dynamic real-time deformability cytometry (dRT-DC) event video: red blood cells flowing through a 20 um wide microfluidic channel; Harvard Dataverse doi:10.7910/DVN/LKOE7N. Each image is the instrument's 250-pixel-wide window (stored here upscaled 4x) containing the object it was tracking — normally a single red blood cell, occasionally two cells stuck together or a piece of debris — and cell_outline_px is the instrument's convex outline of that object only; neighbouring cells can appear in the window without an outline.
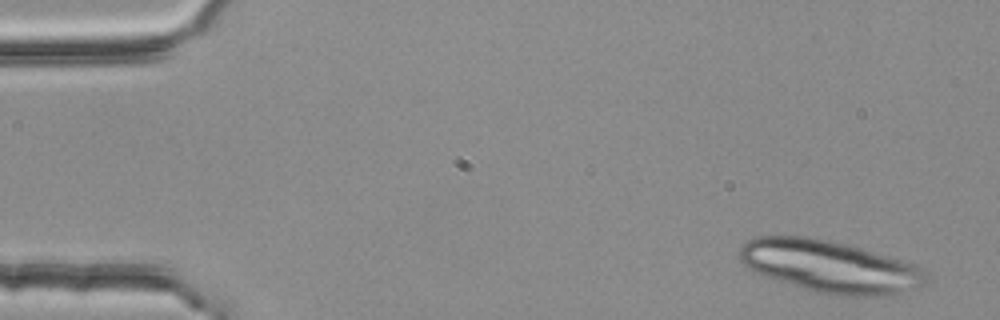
{"species": "common noctule bat (a hibernating species)", "species_latin": "Nyctalus noctula", "temperature_condition": "room temperature", "stored_images_in_passage": 4, "camera_frame_rate_fps": 3000, "um_per_image_px": 0.085, "animal": {"sex": "female", "body_mass_g": 25.1}, "frame": {"image": 1, "passage_image": 1, "time_ms": 0.0, "image_size_px": [1000, 320], "cell_outline_px": [[928, 284], [920, 288], [892, 296], [836, 296], [812, 292], [764, 276], [748, 268], [740, 260], [740, 248], [748, 240], [756, 236], [804, 236], [828, 240], [848, 244], [900, 260], [912, 264], [924, 276]], "centroid_in_image_um": [70.51, 22.68], "position_along_channel_um": 14.5, "area_um2": 56.7}}